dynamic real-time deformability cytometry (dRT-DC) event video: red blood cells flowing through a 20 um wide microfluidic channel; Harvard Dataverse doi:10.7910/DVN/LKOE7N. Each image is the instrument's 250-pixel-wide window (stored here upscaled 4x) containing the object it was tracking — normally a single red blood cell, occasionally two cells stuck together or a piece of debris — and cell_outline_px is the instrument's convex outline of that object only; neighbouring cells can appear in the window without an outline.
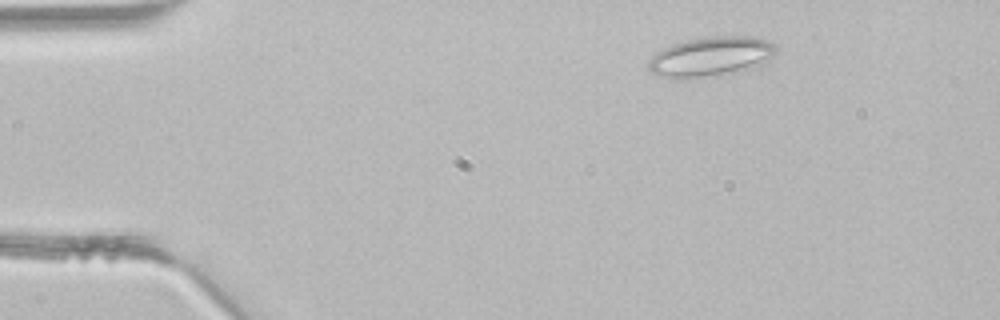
{"species": "common noctule bat (a hibernating species)", "species_latin": "Nyctalus noctula", "temperature_condition": "room temperature", "stored_images_in_passage": 3, "camera_frame_rate_fps": 3000, "um_per_image_px": 0.085, "animal": {"sex": "male", "body_mass_g": 21.5, "forearm_length_mm": 52.0}, "frame": {"image": 1, "passage_image": 2, "time_ms": 0.333, "image_size_px": [1000, 320], "cell_outline_px": [[776, 48], [772, 56], [764, 64], [748, 68], [676, 80], [672, 80], [660, 76], [652, 72], [648, 68], [648, 60], [656, 52], [672, 44], [688, 40], [708, 36], [752, 36], [776, 44]], "centroid_in_image_um": [60.37, 4.79], "position_along_channel_um": 24.6, "area_um2": 28.96}}